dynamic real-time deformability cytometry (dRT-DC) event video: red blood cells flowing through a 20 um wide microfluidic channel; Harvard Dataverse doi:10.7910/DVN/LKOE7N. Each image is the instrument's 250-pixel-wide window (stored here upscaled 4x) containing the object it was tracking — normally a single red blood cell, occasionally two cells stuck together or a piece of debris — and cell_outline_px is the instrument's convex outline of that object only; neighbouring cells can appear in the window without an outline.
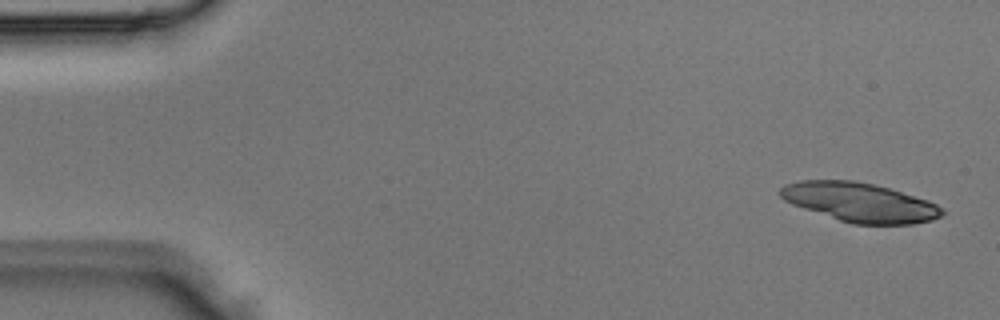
{"species": "Egyptian fruit bat (a non-hibernating species)", "species_latin": "Rousettus aegyptiacus", "temperature_condition": "room temperature", "stored_images_in_passage": 5, "camera_frame_rate_fps": 3000, "um_per_image_px": 0.085, "animal": {"sex": "male"}, "frame": {"image": 1, "passage_image": 1, "time_ms": 0.0, "image_size_px": [1000, 320], "cell_outline_px": [[944, 212], [940, 216], [932, 220], [912, 224], [852, 224], [792, 204], [784, 200], [780, 196], [780, 188], [784, 184], [800, 180], [856, 180], [876, 184], [928, 200], [936, 204]], "centroid_in_image_um": [73.06, 17.18], "position_along_channel_um": 11.9, "area_um2": 36.76}}
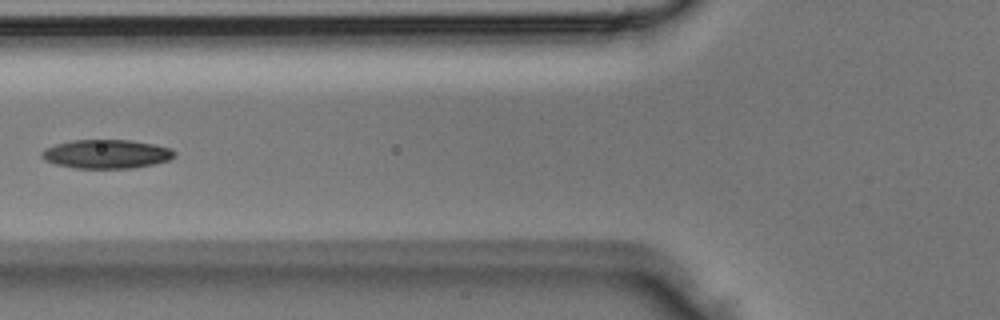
{"frame": {"image": 2, "passage_image": 5, "time_ms": 1.333, "image_size_px": [1000, 320], "cell_outline_px": [[176, 156], [168, 160], [152, 164], [132, 168], [76, 168], [56, 164], [44, 160], [40, 156], [40, 152], [56, 144], [72, 140], [128, 140], [156, 144], [172, 148], [176, 152]], "centroid_in_image_um": [9.07, 13.09], "position_along_channel_um": 116.7, "area_um2": 22.31}}